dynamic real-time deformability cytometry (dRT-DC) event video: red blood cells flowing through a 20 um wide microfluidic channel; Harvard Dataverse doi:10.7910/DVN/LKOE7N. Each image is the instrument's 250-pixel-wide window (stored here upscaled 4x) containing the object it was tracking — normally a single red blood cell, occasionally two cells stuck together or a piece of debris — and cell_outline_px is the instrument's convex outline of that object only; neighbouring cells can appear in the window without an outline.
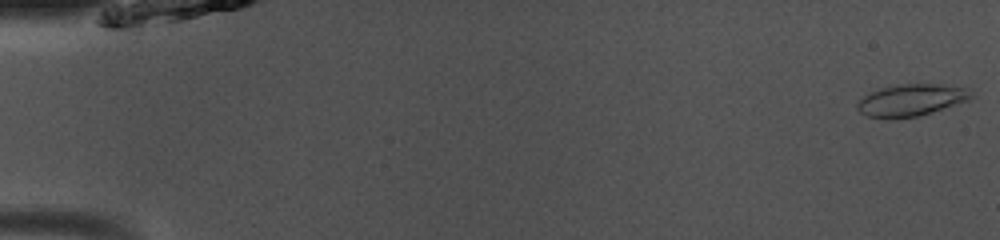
{"species": "common noctule bat (a hibernating species)", "species_latin": "Nyctalus noctula", "temperature_condition": "room temperature", "stored_images_in_passage": 49, "camera_frame_rate_fps": 3000, "um_per_image_px": 0.085, "animal": {"sex": "male", "body_mass_g": 13.0, "forearm_length_mm": 53.1}, "frame": {"image": 1, "passage_image": 1, "time_ms": 0.0, "image_size_px": [1000, 240], "cell_outline_px": [[972, 96], [968, 100], [916, 116], [868, 116], [860, 112], [856, 108], [856, 104], [864, 96], [872, 92], [884, 88], [900, 84], [936, 84], [968, 88], [972, 92]], "centroid_in_image_um": [77.47, 8.47], "position_along_channel_um": 7.5, "area_um2": 20.11}}
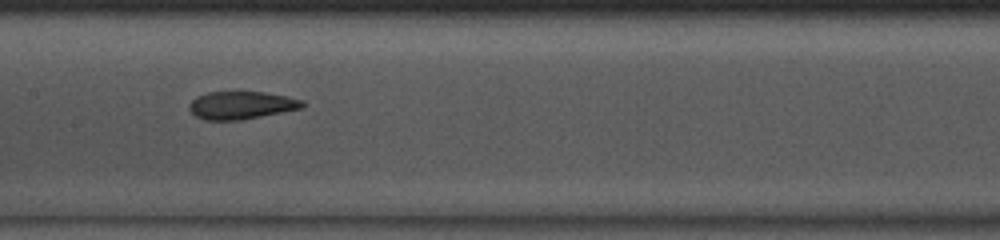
{"frame": {"image": 2, "passage_image": 25, "time_ms": 8.0, "image_size_px": [1000, 240], "cell_outline_px": [[308, 104], [300, 108], [240, 120], [204, 120], [196, 116], [188, 108], [188, 104], [196, 96], [208, 92], [264, 92], [284, 96], [300, 100]], "centroid_in_image_um": [20.45, 8.94], "position_along_channel_um": 187.0, "area_um2": 18.09}}
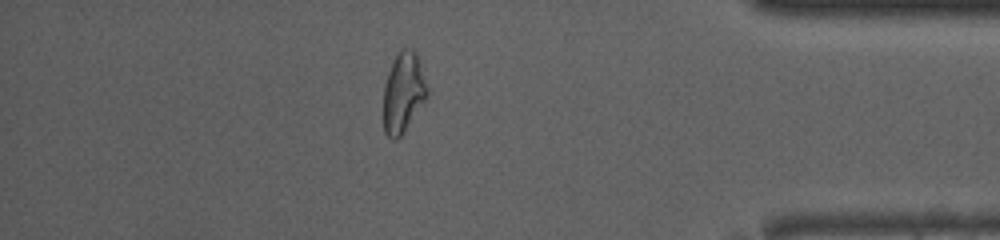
{"frame": {"image": 3, "passage_image": 43, "time_ms": 14.0, "image_size_px": [1000, 240], "cell_outline_px": [[428, 96], [404, 132], [396, 140], [392, 140], [384, 132], [384, 84], [388, 72], [400, 48], [404, 48], [416, 52], [428, 88]], "centroid_in_image_um": [34.28, 7.89], "position_along_channel_um": 400.9, "area_um2": 20.29}, "authors_computed_cell_mechanics": {"area_um2": 19.9988, "velocity_mm_per_s": 4.067, "shape_relaxation_time_tau1_ms": null, "shape_relaxation_time_tau2_ms": 1.3399, "deformation_change_tau1": null, "deformation_change_tau2": 0.0818}}